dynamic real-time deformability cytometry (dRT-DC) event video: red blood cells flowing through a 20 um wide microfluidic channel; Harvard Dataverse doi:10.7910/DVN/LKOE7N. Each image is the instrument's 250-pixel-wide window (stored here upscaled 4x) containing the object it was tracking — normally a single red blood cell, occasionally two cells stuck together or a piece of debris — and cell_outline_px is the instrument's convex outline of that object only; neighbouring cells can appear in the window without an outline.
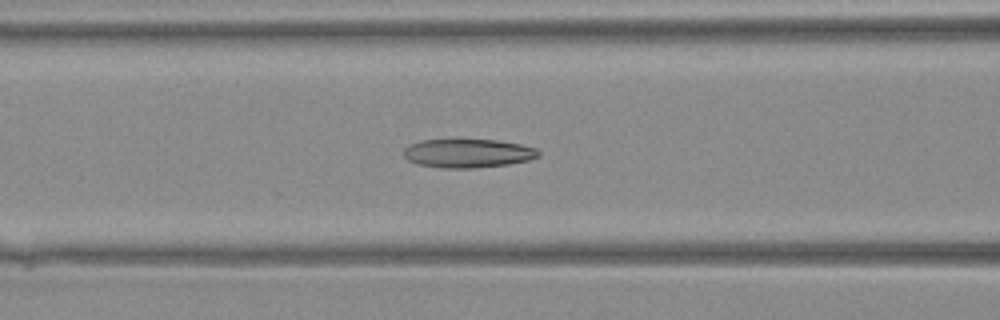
{"species": "Egyptian fruit bat (a non-hibernating species)", "species_latin": "Rousettus aegyptiacus", "temperature_condition": "warm", "stored_images_in_passage": 37, "camera_frame_rate_fps": 3000, "um_per_image_px": 0.085, "animal": {"sex": "female"}, "frame": {"image": 1, "passage_image": 18, "time_ms": 5.667, "image_size_px": [1000, 320], "cell_outline_px": [[540, 156], [528, 160], [508, 164], [476, 168], [440, 168], [420, 164], [408, 160], [404, 156], [404, 148], [408, 144], [420, 140], [496, 140], [520, 144], [536, 148], [540, 152]], "centroid_in_image_um": [39.76, 13.03], "position_along_channel_um": 126.8, "area_um2": 22.54}}
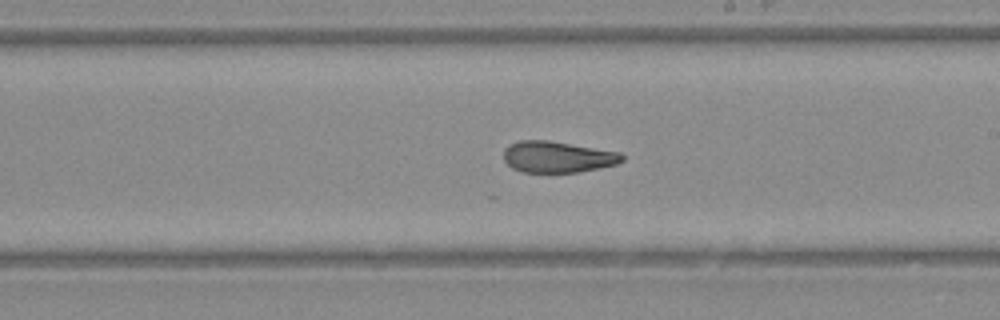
{"frame": {"image": 2, "passage_image": 25, "time_ms": 8.0, "image_size_px": [1000, 320], "cell_outline_px": [[624, 160], [616, 164], [600, 168], [580, 172], [520, 172], [512, 168], [504, 160], [504, 148], [520, 140], [548, 140], [620, 152], [624, 156]], "centroid_in_image_um": [47.4, 13.34], "position_along_channel_um": 241.6, "area_um2": 21.62}}
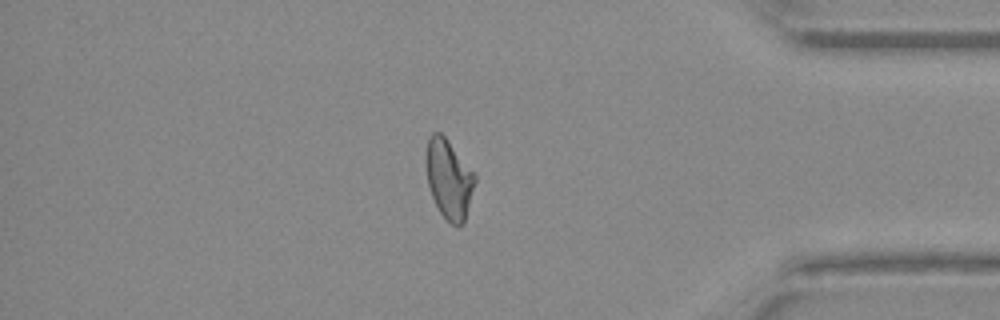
{"frame": {"image": 3, "passage_image": 36, "time_ms": 11.667, "image_size_px": [1000, 320], "cell_outline_px": [[476, 180], [464, 224], [452, 224], [440, 212], [432, 196], [428, 184], [424, 160], [428, 136], [432, 132], [440, 132], [444, 136], [476, 176]], "centroid_in_image_um": [38.12, 15.19], "position_along_channel_um": 397.1, "area_um2": 22.37}}